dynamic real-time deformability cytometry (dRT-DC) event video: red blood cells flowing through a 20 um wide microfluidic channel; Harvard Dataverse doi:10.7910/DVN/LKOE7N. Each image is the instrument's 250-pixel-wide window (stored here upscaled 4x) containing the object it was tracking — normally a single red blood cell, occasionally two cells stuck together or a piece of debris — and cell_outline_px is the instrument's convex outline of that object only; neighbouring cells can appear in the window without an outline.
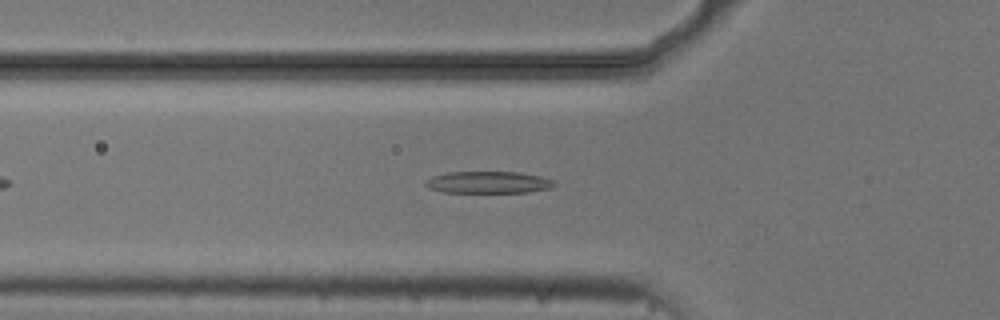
{"species": "common noctule bat (a hibernating species)", "species_latin": "Nyctalus noctula", "temperature_condition": "cold", "stored_images_in_passage": 45, "camera_frame_rate_fps": 3000, "um_per_image_px": 0.085, "animal": {"sex": "male", "body_mass_g": 20.5, "forearm_length_mm": 52.5}, "frame": {"image": 1, "passage_image": 10, "time_ms": 3.0, "image_size_px": [1000, 320], "cell_outline_px": [[556, 184], [552, 188], [528, 192], [444, 192], [428, 188], [424, 184], [424, 180], [432, 176], [448, 172], [516, 172], [540, 176], [552, 180]], "centroid_in_image_um": [41.47, 15.5], "position_along_channel_um": 84.3, "area_um2": 16.42}}
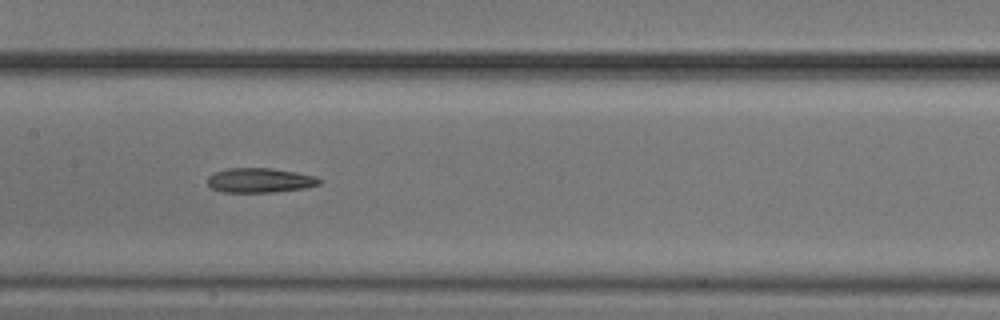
{"frame": {"image": 2, "passage_image": 18, "time_ms": 5.667, "image_size_px": [1000, 320], "cell_outline_px": [[324, 180], [320, 184], [304, 188], [272, 192], [220, 192], [212, 188], [208, 184], [208, 176], [212, 172], [228, 168], [268, 168], [296, 172], [316, 176]], "centroid_in_image_um": [22.08, 15.32], "position_along_channel_um": 185.3, "area_um2": 16.13}}
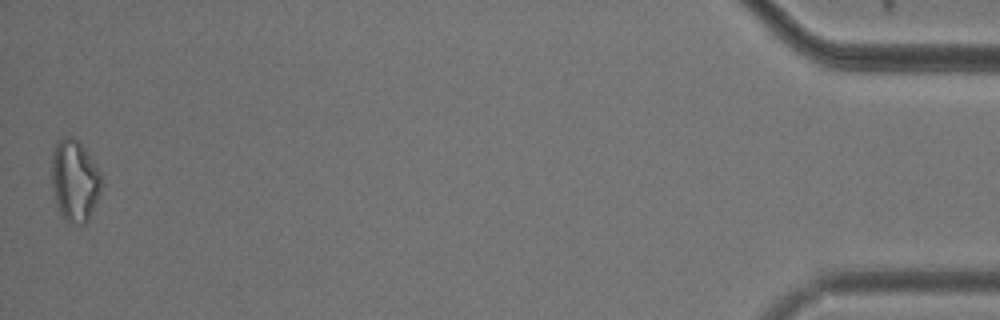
{"frame": {"image": 3, "passage_image": 45, "time_ms": 14.667, "image_size_px": [1000, 320], "cell_outline_px": [[104, 184], [88, 220], [84, 224], [72, 224], [64, 220], [60, 212], [52, 188], [52, 152], [56, 140], [64, 136], [72, 136], [84, 148], [100, 172]], "centroid_in_image_um": [6.35, 15.35], "position_along_channel_um": 428.9, "area_um2": 23.81}, "authors_computed_cell_mechanics": {"area_um2": 17.051, "velocity_mm_per_s": 3.7392, "shape_relaxation_time_tau1_ms": 4.0486, "shape_relaxation_time_tau2_ms": 4.1801, "deformation_change_tau1": 0.1595, "deformation_change_tau2": 0.1388}}